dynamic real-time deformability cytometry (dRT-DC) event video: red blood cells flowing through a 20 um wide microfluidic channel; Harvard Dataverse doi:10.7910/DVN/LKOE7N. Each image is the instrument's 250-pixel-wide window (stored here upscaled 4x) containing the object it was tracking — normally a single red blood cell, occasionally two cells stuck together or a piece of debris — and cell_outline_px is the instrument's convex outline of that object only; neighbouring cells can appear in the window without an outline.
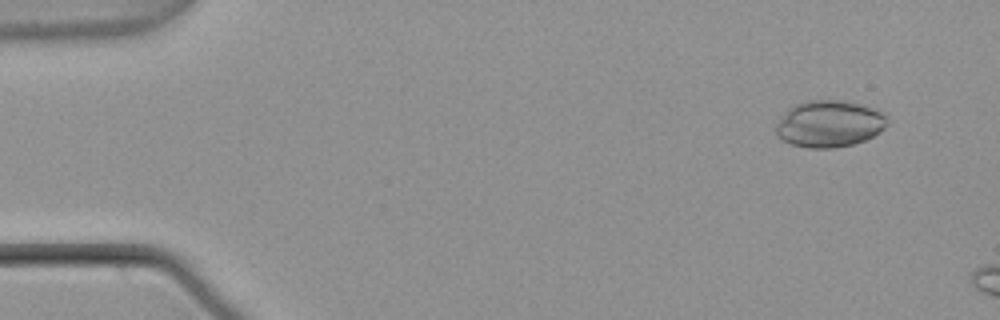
{"species": "common noctule bat (a hibernating species)", "species_latin": "Nyctalus noctula", "temperature_condition": "warm", "stored_images_in_passage": 52, "camera_frame_rate_fps": 3000, "um_per_image_px": 0.085, "animal": {"sex": "male", "body_mass_g": 21.5, "forearm_length_mm": 52.0}, "frame": {"image": 1, "passage_image": 5, "time_ms": 1.333, "image_size_px": [1000, 320], "cell_outline_px": [[888, 124], [880, 132], [864, 140], [852, 144], [836, 148], [808, 148], [792, 144], [776, 136], [776, 124], [784, 112], [788, 108], [796, 104], [808, 100], [840, 100], [860, 104], [884, 112], [888, 120]], "centroid_in_image_um": [70.49, 10.52], "position_along_channel_um": 14.5, "area_um2": 30.4}}
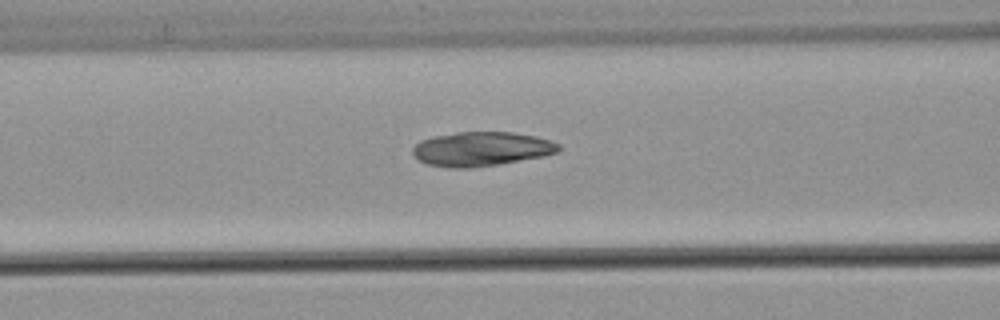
{"frame": {"image": 2, "passage_image": 23, "time_ms": 7.333, "image_size_px": [1000, 320], "cell_outline_px": [[560, 152], [544, 156], [500, 164], [472, 168], [448, 168], [428, 164], [420, 160], [412, 152], [412, 148], [420, 140], [432, 136], [456, 132], [512, 132], [536, 136], [560, 144]], "centroid_in_image_um": [40.93, 12.66], "position_along_channel_um": 125.7, "area_um2": 29.3}}
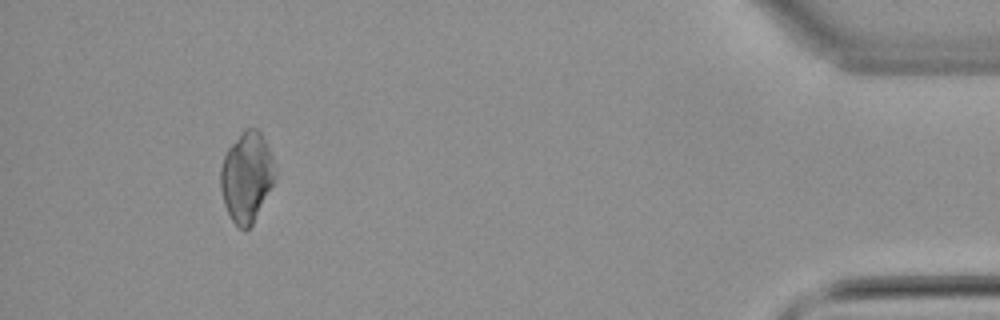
{"frame": {"image": 3, "passage_image": 51, "time_ms": 16.667, "image_size_px": [1000, 320], "cell_outline_px": [[276, 180], [252, 224], [244, 232], [232, 220], [224, 204], [220, 188], [220, 168], [224, 156], [228, 148], [244, 128], [256, 128], [260, 132], [272, 156], [276, 172]], "centroid_in_image_um": [20.97, 15.04], "position_along_channel_um": 414.2, "area_um2": 28.61}}